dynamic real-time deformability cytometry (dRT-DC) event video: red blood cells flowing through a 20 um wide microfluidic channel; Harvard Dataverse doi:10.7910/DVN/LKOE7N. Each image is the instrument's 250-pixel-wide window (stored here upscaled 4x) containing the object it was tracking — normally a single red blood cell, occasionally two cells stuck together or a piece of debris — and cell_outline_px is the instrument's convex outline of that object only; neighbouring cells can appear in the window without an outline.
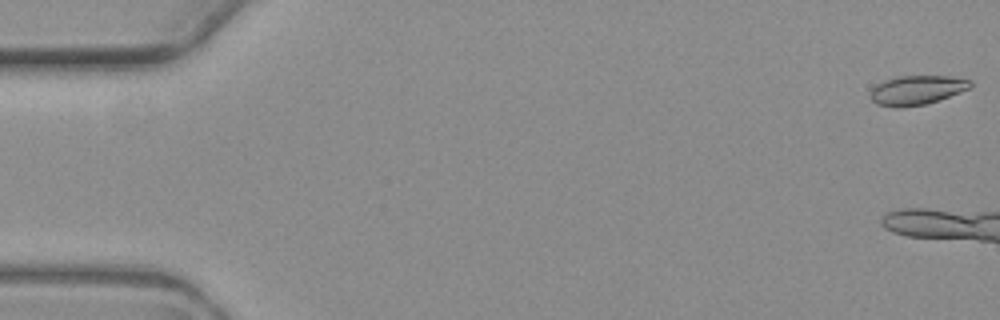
{"species": "common noctule bat (a hibernating species)", "species_latin": "Nyctalus noctula", "temperature_condition": "warm", "stored_images_in_passage": 5, "camera_frame_rate_fps": 3000, "um_per_image_px": 0.085, "animal": {"sex": "female", "body_mass_g": 19.3, "forearm_length_mm": 54.1}, "frame": {"image": 1, "passage_image": 1, "time_ms": 0.0, "image_size_px": [1000, 320], "cell_outline_px": [[972, 84], [968, 88], [960, 92], [924, 104], [900, 108], [896, 108], [876, 104], [872, 100], [872, 88], [876, 84], [884, 80], [896, 76], [948, 76], [972, 80]], "centroid_in_image_um": [77.9, 7.65], "position_along_channel_um": 7.1, "area_um2": 16.88}}